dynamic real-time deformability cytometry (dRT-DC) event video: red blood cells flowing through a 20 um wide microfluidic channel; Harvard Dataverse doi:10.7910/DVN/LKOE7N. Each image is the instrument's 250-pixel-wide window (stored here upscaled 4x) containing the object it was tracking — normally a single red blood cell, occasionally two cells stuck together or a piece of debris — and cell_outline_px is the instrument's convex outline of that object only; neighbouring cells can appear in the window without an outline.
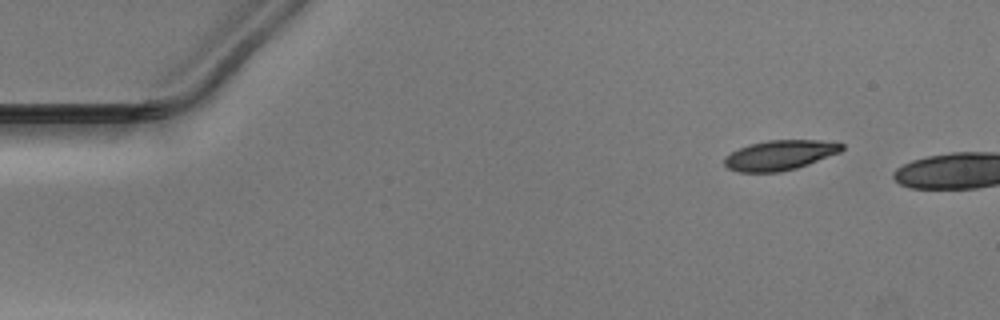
{"species": "Egyptian fruit bat (a non-hibernating species)", "species_latin": "Rousettus aegyptiacus", "temperature_condition": "warm", "stored_images_in_passage": 4, "camera_frame_rate_fps": 3000, "um_per_image_px": 0.085, "animal": {"sex": "male"}, "frame": {"image": 1, "passage_image": 1, "time_ms": 0.0, "image_size_px": [1000, 320], "cell_outline_px": [[844, 148], [840, 152], [808, 164], [796, 168], [780, 172], [740, 172], [728, 168], [724, 164], [724, 156], [748, 144], [768, 140], [820, 140], [844, 144]], "centroid_in_image_um": [66.27, 13.18], "position_along_channel_um": 18.7, "area_um2": 20.4}}